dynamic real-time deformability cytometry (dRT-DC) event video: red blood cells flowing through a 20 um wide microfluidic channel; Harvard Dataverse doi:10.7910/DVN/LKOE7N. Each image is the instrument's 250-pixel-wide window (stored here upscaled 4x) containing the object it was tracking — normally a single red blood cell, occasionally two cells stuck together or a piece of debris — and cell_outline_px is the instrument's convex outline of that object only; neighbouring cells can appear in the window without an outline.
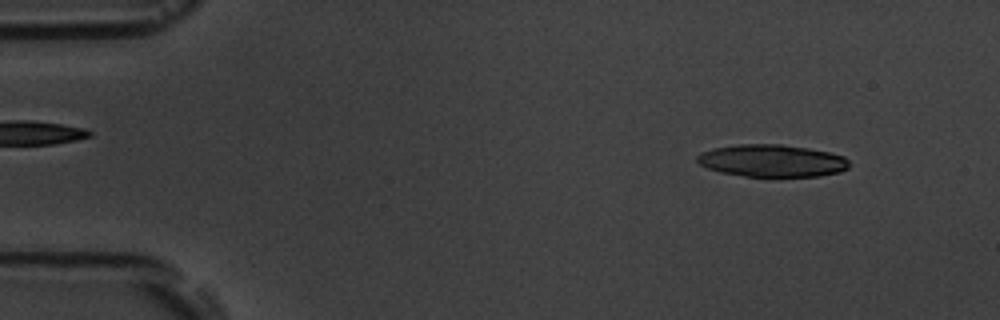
{"species": "common noctule bat (a hibernating species)", "species_latin": "Nyctalus noctula", "temperature_condition": "room temperature", "stored_images_in_passage": 4, "camera_frame_rate_fps": 3000, "um_per_image_px": 0.085, "animal": {"sex": "male", "body_mass_g": 19.5, "forearm_length_mm": 54.6}, "frame": {"image": 1, "passage_image": 1, "time_ms": 0.0, "image_size_px": [1000, 320], "cell_outline_px": [[848, 168], [840, 172], [820, 176], [744, 176], [720, 172], [708, 168], [700, 164], [696, 160], [696, 156], [700, 152], [712, 148], [740, 144], [780, 144], [808, 148], [828, 152], [844, 156], [848, 160]], "centroid_in_image_um": [65.6, 13.66], "position_along_channel_um": 19.4, "area_um2": 28.61}}